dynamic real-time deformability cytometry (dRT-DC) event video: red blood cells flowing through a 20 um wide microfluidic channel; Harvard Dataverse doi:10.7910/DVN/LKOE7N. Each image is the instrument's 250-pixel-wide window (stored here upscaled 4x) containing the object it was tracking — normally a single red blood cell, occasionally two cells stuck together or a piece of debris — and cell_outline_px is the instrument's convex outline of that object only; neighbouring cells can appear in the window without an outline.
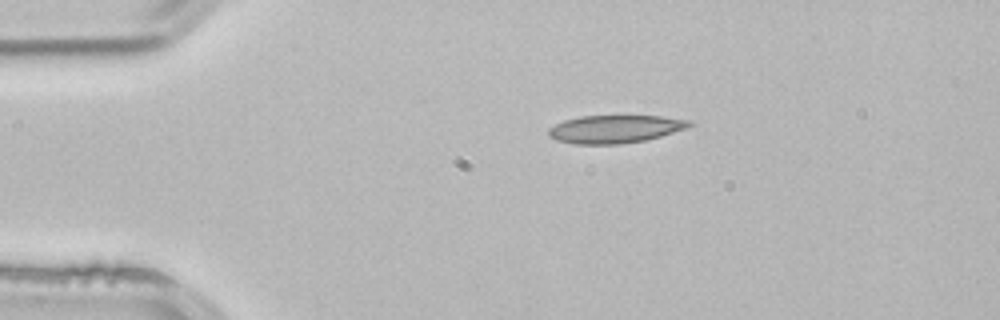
{"species": "common noctule bat (a hibernating species)", "species_latin": "Nyctalus noctula", "temperature_condition": "room temperature", "stored_images_in_passage": 2, "camera_frame_rate_fps": 3000, "um_per_image_px": 0.085, "animal": {"sex": "male", "body_mass_g": 21.5, "forearm_length_mm": 52.0}, "frame": {"image": 1, "passage_image": 1, "time_ms": 0.0, "image_size_px": [1000, 320], "cell_outline_px": [[692, 124], [688, 128], [660, 136], [644, 140], [620, 144], [576, 144], [556, 140], [548, 136], [548, 128], [564, 120], [580, 116], [660, 116], [692, 120]], "centroid_in_image_um": [52.27, 10.96], "position_along_channel_um": 32.7, "area_um2": 22.89}}
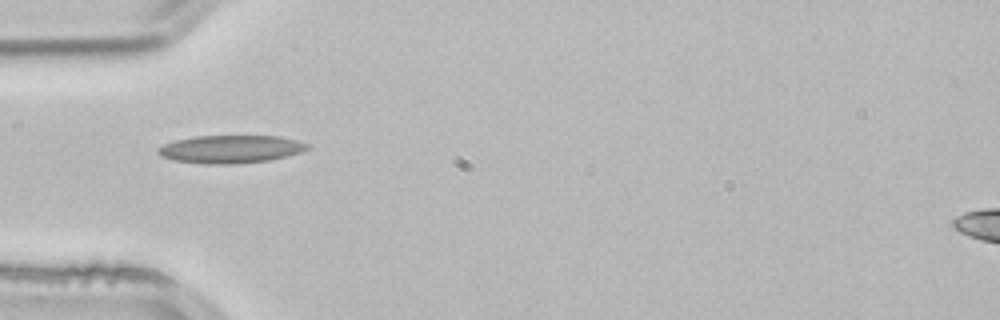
{"frame": {"image": 2, "passage_image": 2, "time_ms": 0.333, "image_size_px": [1000, 320], "cell_outline_px": [[312, 148], [300, 152], [268, 160], [232, 164], [208, 164], [172, 160], [160, 156], [156, 152], [156, 148], [164, 144], [176, 140], [196, 136], [280, 136], [312, 144]], "centroid_in_image_um": [19.6, 12.67], "position_along_channel_um": 65.4, "area_um2": 24.33}}